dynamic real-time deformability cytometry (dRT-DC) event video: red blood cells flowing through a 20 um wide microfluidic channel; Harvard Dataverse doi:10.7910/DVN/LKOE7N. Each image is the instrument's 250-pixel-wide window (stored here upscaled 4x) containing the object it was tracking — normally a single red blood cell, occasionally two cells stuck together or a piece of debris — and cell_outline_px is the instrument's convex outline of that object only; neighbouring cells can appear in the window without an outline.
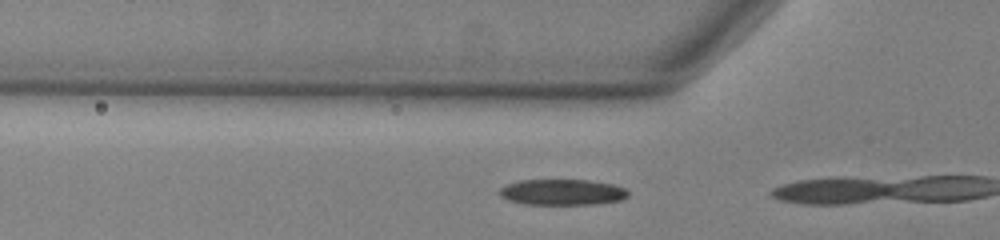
{"species": "common noctule bat (a hibernating species)", "species_latin": "Nyctalus noctula", "temperature_condition": "warm", "stored_images_in_passage": 15, "camera_frame_rate_fps": 3000, "um_per_image_px": 0.085, "animal": {"sex": "male", "body_mass_g": 13.0, "forearm_length_mm": 53.1}, "frame": {"image": 1, "passage_image": 14, "time_ms": 4.333, "image_size_px": [1000, 240], "cell_outline_px": [[628, 196], [620, 200], [596, 204], [524, 204], [508, 200], [500, 196], [500, 188], [508, 184], [520, 180], [588, 180], [612, 184], [624, 188], [628, 192]], "centroid_in_image_um": [47.78, 16.33], "position_along_channel_um": 78.0, "area_um2": 19.25}}